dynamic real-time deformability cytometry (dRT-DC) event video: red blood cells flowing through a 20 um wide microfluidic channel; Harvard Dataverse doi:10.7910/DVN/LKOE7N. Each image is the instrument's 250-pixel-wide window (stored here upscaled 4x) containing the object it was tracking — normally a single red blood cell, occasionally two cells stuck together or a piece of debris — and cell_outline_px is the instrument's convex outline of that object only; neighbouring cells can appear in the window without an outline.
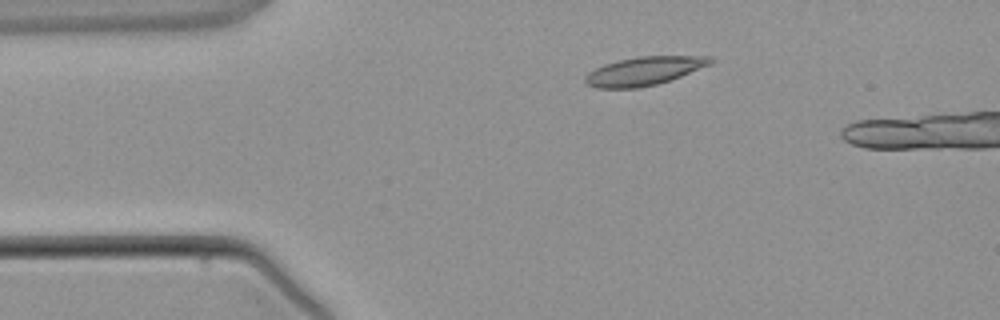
{"species": "common noctule bat (a hibernating species)", "species_latin": "Nyctalus noctula", "temperature_condition": "warm", "stored_images_in_passage": 3, "camera_frame_rate_fps": 3000, "um_per_image_px": 0.085, "animal": {"sex": "male", "body_mass_g": 21.5, "forearm_length_mm": 52.0}, "frame": {"image": 1, "passage_image": 2, "time_ms": 1.333, "image_size_px": [1000, 320], "cell_outline_px": [[716, 60], [712, 64], [680, 76], [656, 84], [636, 88], [596, 88], [588, 84], [584, 80], [584, 76], [588, 72], [604, 64], [620, 60], [640, 56], [708, 56]], "centroid_in_image_um": [54.75, 6.03], "position_along_channel_um": 30.2, "area_um2": 20.63}}